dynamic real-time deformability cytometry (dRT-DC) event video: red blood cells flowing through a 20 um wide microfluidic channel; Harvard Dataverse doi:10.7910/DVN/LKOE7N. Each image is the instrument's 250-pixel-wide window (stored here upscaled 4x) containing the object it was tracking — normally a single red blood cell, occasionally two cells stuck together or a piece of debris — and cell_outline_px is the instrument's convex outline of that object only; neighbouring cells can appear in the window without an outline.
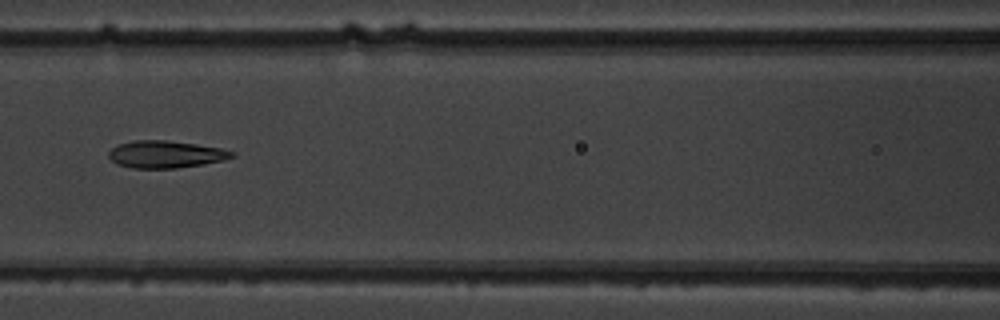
{"species": "common noctule bat (a hibernating species)", "species_latin": "Nyctalus noctula", "temperature_condition": "warm", "stored_images_in_passage": 8, "camera_frame_rate_fps": 3000, "um_per_image_px": 0.085, "animal": {"sex": "male", "body_mass_g": 19.5, "forearm_length_mm": 54.6}, "frame": {"image": 1, "passage_image": 8, "time_ms": 8.0, "image_size_px": [1000, 320], "cell_outline_px": [[236, 156], [224, 160], [204, 164], [176, 168], [132, 168], [116, 164], [108, 156], [108, 152], [112, 148], [120, 144], [132, 140], [168, 140], [196, 144], [220, 148], [236, 152]], "centroid_in_image_um": [14.09, 13.11], "position_along_channel_um": 152.5, "area_um2": 19.65}}